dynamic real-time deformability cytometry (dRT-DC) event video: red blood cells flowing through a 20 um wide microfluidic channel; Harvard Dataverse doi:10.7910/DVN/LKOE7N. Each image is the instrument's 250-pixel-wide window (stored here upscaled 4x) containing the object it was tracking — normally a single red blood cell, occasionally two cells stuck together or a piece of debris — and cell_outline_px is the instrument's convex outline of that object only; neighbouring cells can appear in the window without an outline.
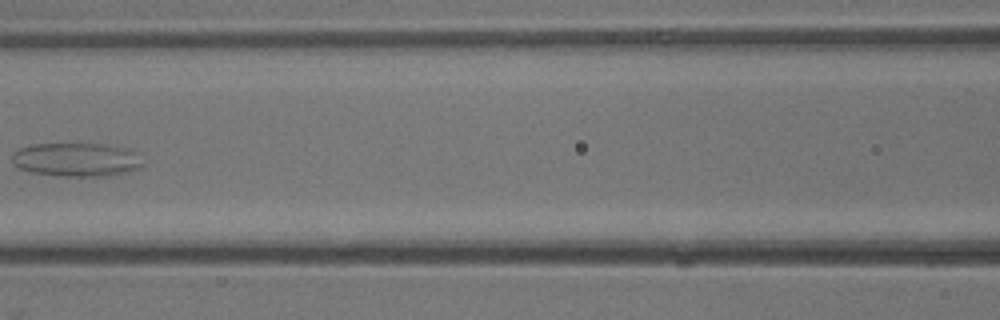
{"species": "common noctule bat (a hibernating species)", "species_latin": "Nyctalus noctula", "temperature_condition": "warm", "stored_images_in_passage": 31, "camera_frame_rate_fps": 3000, "um_per_image_px": 0.085, "animal": {"sex": "male", "body_mass_g": 13.3}, "frame": {"image": 1, "passage_image": 14, "time_ms": 4.333, "image_size_px": [1000, 320], "cell_outline_px": [[144, 164], [140, 168], [128, 172], [108, 176], [56, 176], [32, 172], [20, 168], [12, 164], [12, 152], [20, 148], [32, 144], [112, 144], [132, 148], [136, 152]], "centroid_in_image_um": [6.54, 13.56], "position_along_channel_um": 160.1, "area_um2": 26.18}}
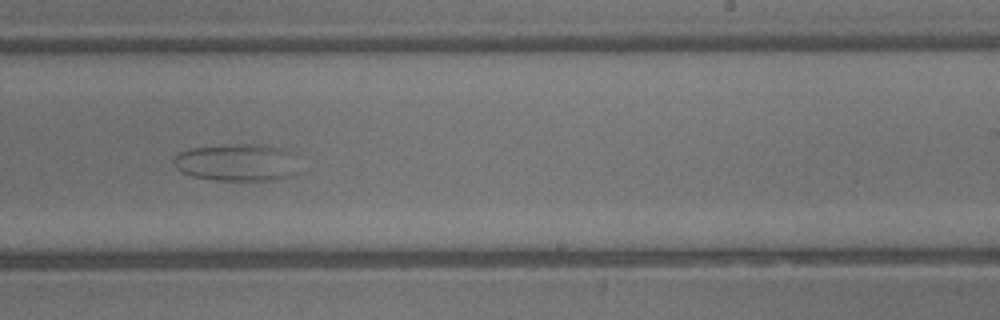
{"frame": {"image": 2, "passage_image": 19, "time_ms": 6.0, "image_size_px": [1000, 320], "cell_outline_px": [[296, 172], [292, 176], [276, 180], [220, 180], [192, 176], [176, 168], [172, 160], [176, 152], [188, 148], [236, 144], [260, 144], [284, 148], [292, 152]], "centroid_in_image_um": [20.11, 13.8], "position_along_channel_um": 268.9, "area_um2": 27.28}}
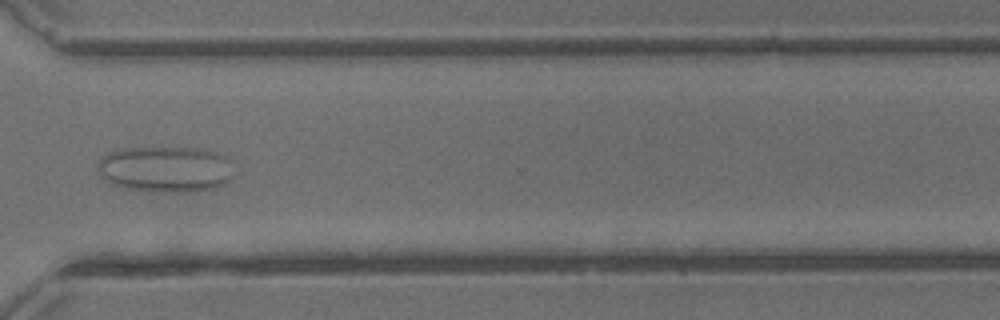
{"frame": {"image": 3, "passage_image": 23, "time_ms": 7.333, "image_size_px": [1000, 320], "cell_outline_px": [[228, 180], [224, 184], [212, 188], [180, 192], [160, 192], [128, 188], [112, 184], [104, 176], [100, 168], [100, 156], [108, 152], [120, 148], [200, 148], [216, 152], [224, 156], [228, 160]], "centroid_in_image_um": [14.03, 14.36], "position_along_channel_um": 356.6, "area_um2": 35.6}}